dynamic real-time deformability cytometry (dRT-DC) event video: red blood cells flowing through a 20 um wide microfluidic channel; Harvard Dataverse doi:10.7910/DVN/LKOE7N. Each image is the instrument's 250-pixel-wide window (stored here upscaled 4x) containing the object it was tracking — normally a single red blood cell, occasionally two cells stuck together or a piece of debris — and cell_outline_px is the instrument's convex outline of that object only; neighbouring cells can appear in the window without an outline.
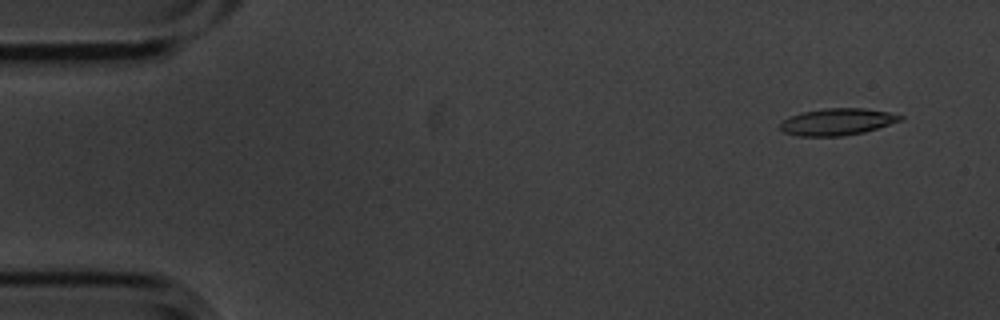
{"species": "common noctule bat (a hibernating species)", "species_latin": "Nyctalus noctula", "temperature_condition": "cold", "stored_images_in_passage": 5, "camera_frame_rate_fps": 3000, "um_per_image_px": 0.085, "animal": {"sex": "male", "body_mass_g": 20.1, "forearm_length_mm": 53.5}, "frame": {"image": 1, "passage_image": 1, "time_ms": 0.0, "image_size_px": [1000, 320], "cell_outline_px": [[904, 120], [864, 132], [844, 136], [800, 136], [784, 132], [780, 128], [780, 120], [788, 116], [804, 112], [824, 108], [864, 108], [888, 112], [904, 116]], "centroid_in_image_um": [71.16, 10.35], "position_along_channel_um": 13.8, "area_um2": 18.9}}
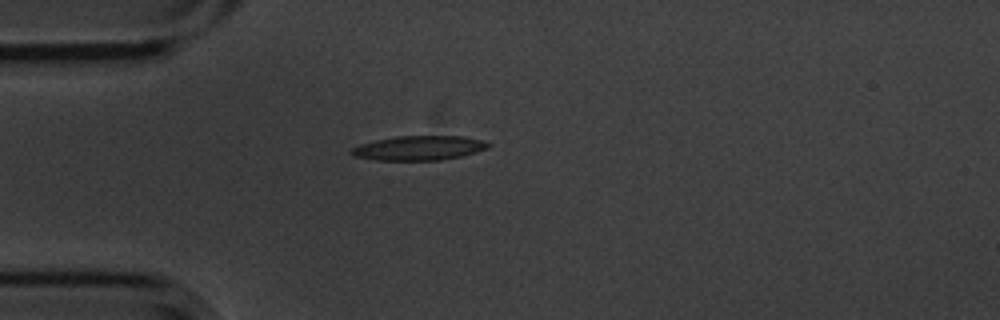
{"frame": {"image": 2, "passage_image": 4, "time_ms": 1.0, "image_size_px": [1000, 320], "cell_outline_px": [[492, 144], [488, 148], [476, 152], [460, 156], [440, 160], [376, 160], [352, 156], [348, 152], [352, 148], [360, 144], [376, 140], [396, 136], [464, 136], [484, 140]], "centroid_in_image_um": [35.61, 12.58], "position_along_channel_um": 49.4, "area_um2": 19.59}}